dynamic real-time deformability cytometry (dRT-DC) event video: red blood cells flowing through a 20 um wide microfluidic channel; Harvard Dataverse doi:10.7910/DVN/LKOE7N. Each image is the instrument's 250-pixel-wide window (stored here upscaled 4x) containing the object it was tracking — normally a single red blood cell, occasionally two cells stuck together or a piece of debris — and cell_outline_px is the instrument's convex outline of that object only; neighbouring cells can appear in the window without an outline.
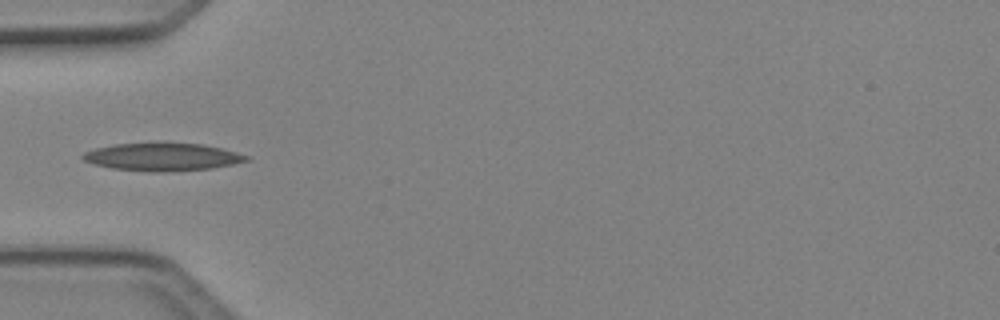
{"species": "Egyptian fruit bat (a non-hibernating species)", "species_latin": "Rousettus aegyptiacus", "temperature_condition": "cold", "stored_images_in_passage": 33, "camera_frame_rate_fps": 3000, "um_per_image_px": 0.085, "animal": {"sex": "female"}, "frame": {"image": 1, "passage_image": 1, "time_ms": 0.0, "image_size_px": [1000, 320], "cell_outline_px": [[252, 160], [212, 168], [164, 172], [148, 172], [112, 168], [96, 164], [84, 160], [80, 156], [84, 152], [96, 148], [116, 144], [200, 144], [220, 148], [252, 156]], "centroid_in_image_um": [13.85, 13.36], "position_along_channel_um": 71.2, "area_um2": 26.07}}
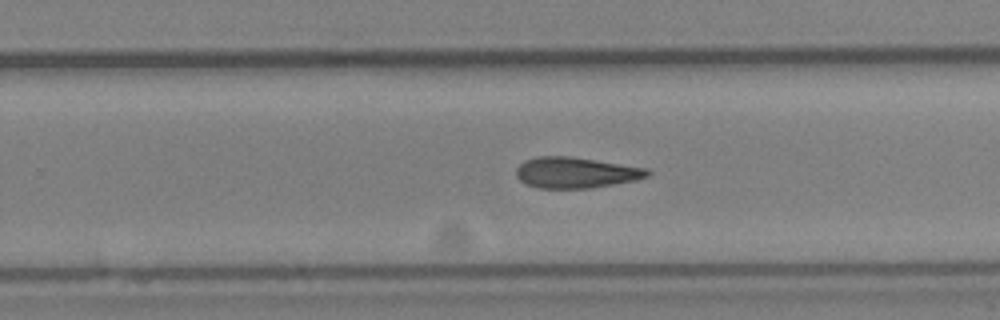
{"frame": {"image": 2, "passage_image": 16, "time_ms": 5.0, "image_size_px": [1000, 320], "cell_outline_px": [[652, 172], [648, 176], [636, 180], [588, 188], [536, 188], [520, 180], [516, 176], [516, 168], [524, 160], [536, 156], [568, 156], [648, 168]], "centroid_in_image_um": [48.93, 14.66], "position_along_channel_um": 280.9, "area_um2": 23.52}}
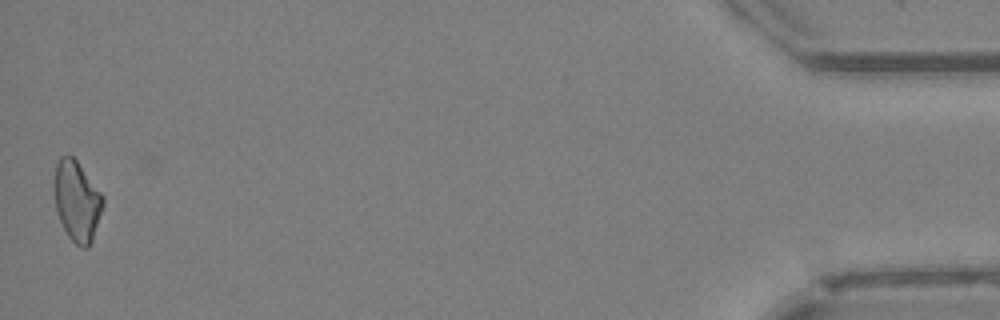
{"frame": {"image": 3, "passage_image": 33, "time_ms": 10.667, "image_size_px": [1000, 320], "cell_outline_px": [[104, 204], [92, 240], [88, 248], [80, 248], [68, 236], [60, 220], [56, 208], [56, 164], [60, 156], [68, 152], [76, 160], [104, 196]], "centroid_in_image_um": [6.57, 17.09], "position_along_channel_um": 428.6, "area_um2": 22.43}, "authors_computed_cell_mechanics": {"area_um2": 23.5246, "velocity_mm_per_s": 4.2123, "shape_relaxation_time_tau1_ms": null, "shape_relaxation_time_tau2_ms": 8.6234, "deformation_change_tau1": null, "deformation_change_tau2": 0.211}}